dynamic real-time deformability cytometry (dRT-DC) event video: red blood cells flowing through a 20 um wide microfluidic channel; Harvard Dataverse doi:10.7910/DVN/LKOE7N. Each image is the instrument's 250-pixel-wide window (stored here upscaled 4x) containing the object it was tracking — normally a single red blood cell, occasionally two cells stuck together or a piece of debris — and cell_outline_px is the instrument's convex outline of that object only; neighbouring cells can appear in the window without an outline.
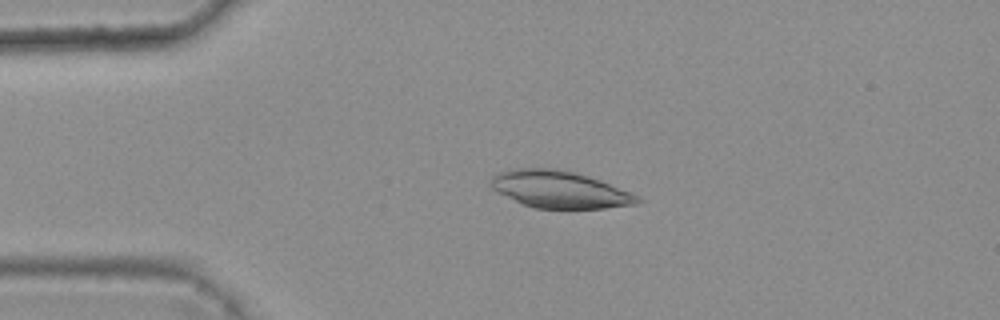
{"species": "common noctule bat (a hibernating species)", "species_latin": "Nyctalus noctula", "temperature_condition": "warm", "stored_images_in_passage": 4, "camera_frame_rate_fps": 3000, "um_per_image_px": 0.085, "animal": {"sex": "female", "body_mass_g": 25.1}, "frame": {"image": 1, "passage_image": 3, "time_ms": 0.667, "image_size_px": [1000, 320], "cell_outline_px": [[644, 200], [636, 204], [604, 208], [536, 208], [524, 204], [492, 188], [488, 184], [488, 180], [492, 176], [500, 172], [516, 168], [552, 168], [576, 172], [600, 180], [632, 192], [640, 196]], "centroid_in_image_um": [47.6, 16.09], "position_along_channel_um": 37.4, "area_um2": 31.56}}